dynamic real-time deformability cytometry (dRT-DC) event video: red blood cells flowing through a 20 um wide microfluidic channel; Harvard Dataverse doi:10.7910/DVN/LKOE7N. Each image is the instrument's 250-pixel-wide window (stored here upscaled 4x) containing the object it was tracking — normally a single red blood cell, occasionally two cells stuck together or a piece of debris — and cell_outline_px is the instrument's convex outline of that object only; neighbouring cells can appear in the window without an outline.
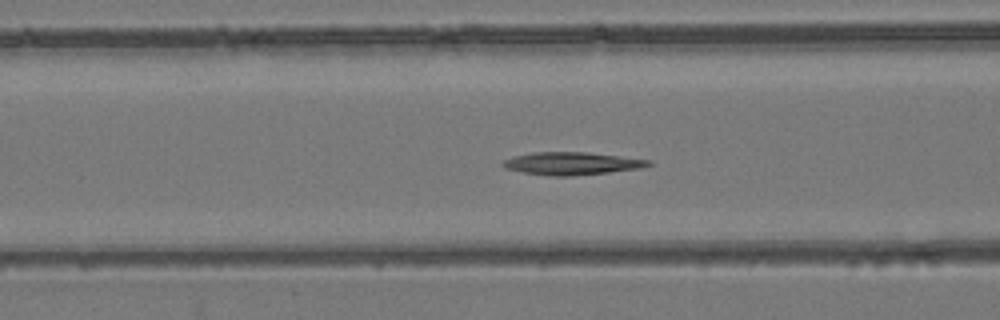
{"species": "common noctule bat (a hibernating species)", "species_latin": "Nyctalus noctula", "temperature_condition": "room temperature", "stored_images_in_passage": 54, "camera_frame_rate_fps": 3000, "um_per_image_px": 0.085, "animal": {"sex": "female", "body_mass_g": 24.6, "forearm_length_mm": 56.2}, "frame": {"image": 1, "passage_image": 22, "time_ms": 7.0, "image_size_px": [1000, 320], "cell_outline_px": [[652, 164], [640, 168], [608, 172], [572, 176], [552, 176], [524, 172], [504, 168], [500, 164], [504, 160], [512, 156], [536, 152], [588, 152], [652, 160]], "centroid_in_image_um": [48.59, 13.89], "position_along_channel_um": 118.0, "area_um2": 19.19}}
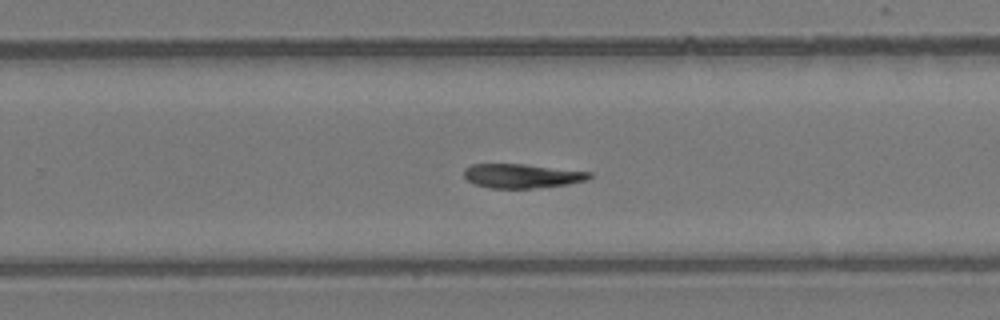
{"frame": {"image": 2, "passage_image": 35, "time_ms": 11.333, "image_size_px": [1000, 320], "cell_outline_px": [[592, 176], [588, 180], [568, 184], [536, 188], [488, 188], [472, 184], [464, 176], [464, 168], [472, 164], [524, 164], [592, 172]], "centroid_in_image_um": [44.35, 14.95], "position_along_channel_um": 285.4, "area_um2": 17.8}}
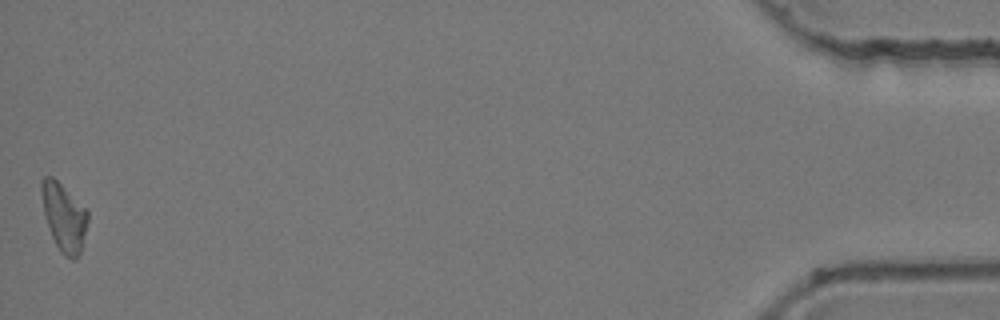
{"frame": {"image": 3, "passage_image": 54, "time_ms": 17.667, "image_size_px": [1000, 320], "cell_outline_px": [[88, 220], [80, 252], [76, 260], [72, 260], [64, 256], [60, 252], [52, 236], [44, 216], [40, 188], [40, 180], [44, 176], [52, 176], [88, 212]], "centroid_in_image_um": [5.4, 18.47], "position_along_channel_um": 429.8, "area_um2": 18.03}}